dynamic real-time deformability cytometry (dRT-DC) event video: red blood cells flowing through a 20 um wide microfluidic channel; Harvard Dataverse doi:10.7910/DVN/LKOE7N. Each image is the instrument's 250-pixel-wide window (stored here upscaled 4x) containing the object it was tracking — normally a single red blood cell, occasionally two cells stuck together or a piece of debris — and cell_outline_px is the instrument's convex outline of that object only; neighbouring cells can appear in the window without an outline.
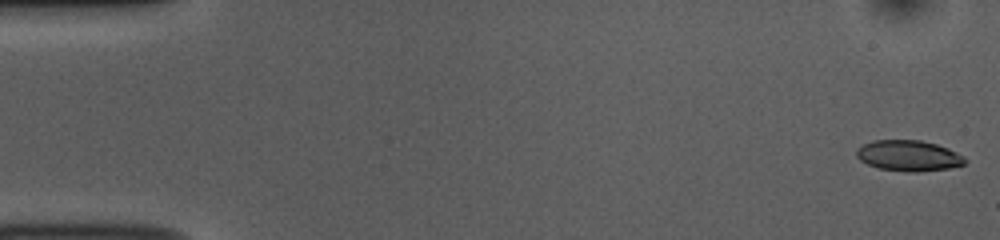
{"species": "common noctule bat (a hibernating species)", "species_latin": "Nyctalus noctula", "temperature_condition": "room temperature", "stored_images_in_passage": 47, "camera_frame_rate_fps": 3000, "um_per_image_px": 0.085, "animal": {"sex": "female", "body_mass_g": 10.0, "forearm_length_mm": 53.1}, "frame": {"image": 1, "passage_image": 1, "time_ms": 0.0, "image_size_px": [1000, 240], "cell_outline_px": [[968, 160], [964, 164], [948, 168], [916, 172], [912, 172], [880, 168], [868, 164], [860, 160], [856, 156], [856, 148], [872, 140], [920, 140], [936, 144], [948, 148], [964, 156]], "centroid_in_image_um": [77.23, 13.22], "position_along_channel_um": 7.8, "area_um2": 19.36}}
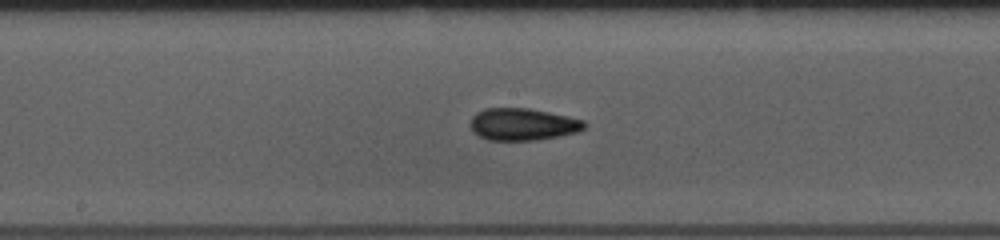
{"frame": {"image": 2, "passage_image": 27, "time_ms": 8.667, "image_size_px": [1000, 240], "cell_outline_px": [[588, 124], [584, 128], [576, 132], [560, 136], [532, 140], [488, 140], [480, 136], [472, 128], [472, 116], [476, 112], [484, 108], [528, 108], [568, 116], [584, 120]], "centroid_in_image_um": [44.46, 10.55], "position_along_channel_um": 203.7, "area_um2": 21.15}}
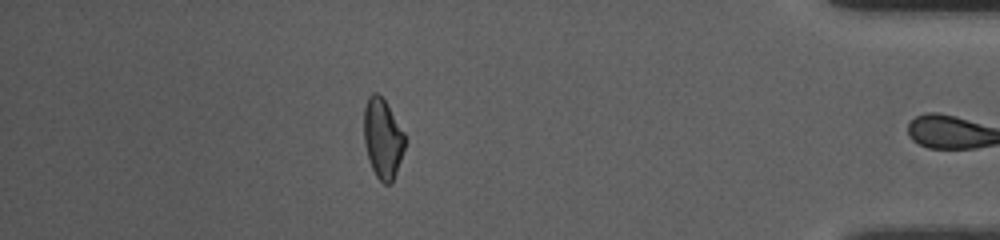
{"frame": {"image": 3, "passage_image": 46, "time_ms": 15.0, "image_size_px": [1000, 240], "cell_outline_px": [[404, 148], [396, 172], [392, 180], [388, 184], [384, 184], [376, 176], [368, 160], [364, 144], [364, 108], [368, 96], [372, 92], [376, 92], [384, 100], [404, 132]], "centroid_in_image_um": [32.5, 11.76], "position_along_channel_um": 402.7, "area_um2": 18.79}, "authors_computed_cell_mechanics": {"area_um2": 19.9988, "velocity_mm_per_s": 3.8129, "shape_relaxation_time_tau1_ms": 6.3416, "shape_relaxation_time_tau2_ms": 2.2549, "deformation_change_tau1": 0.1487, "deformation_change_tau2": 0.0802}}